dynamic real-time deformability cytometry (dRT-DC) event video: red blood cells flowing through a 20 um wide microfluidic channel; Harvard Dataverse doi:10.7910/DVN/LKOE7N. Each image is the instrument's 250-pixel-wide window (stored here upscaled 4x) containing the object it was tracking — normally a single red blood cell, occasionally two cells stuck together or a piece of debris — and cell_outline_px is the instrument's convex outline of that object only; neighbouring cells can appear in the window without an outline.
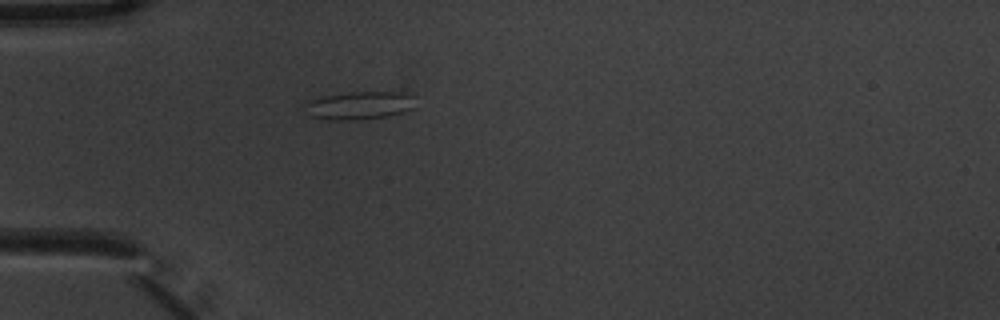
{"species": "common noctule bat (a hibernating species)", "species_latin": "Nyctalus noctula", "temperature_condition": "warm", "stored_images_in_passage": 1, "camera_frame_rate_fps": 3000, "um_per_image_px": 0.085, "animal": {"sex": "male", "body_mass_g": 20.1, "forearm_length_mm": 53.5}, "frame": {"image": 1, "passage_image": 1, "time_ms": 0.0, "image_size_px": [1000, 320], "cell_outline_px": [[416, 108], [404, 112], [388, 116], [356, 120], [328, 120], [312, 116], [304, 104], [308, 100], [320, 96], [348, 92], [400, 92], [416, 96]], "centroid_in_image_um": [30.62, 8.95], "position_along_channel_um": 54.4, "area_um2": 18.38}}